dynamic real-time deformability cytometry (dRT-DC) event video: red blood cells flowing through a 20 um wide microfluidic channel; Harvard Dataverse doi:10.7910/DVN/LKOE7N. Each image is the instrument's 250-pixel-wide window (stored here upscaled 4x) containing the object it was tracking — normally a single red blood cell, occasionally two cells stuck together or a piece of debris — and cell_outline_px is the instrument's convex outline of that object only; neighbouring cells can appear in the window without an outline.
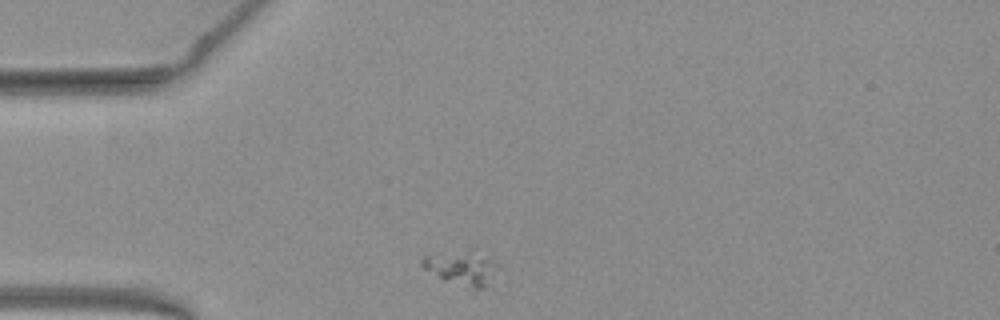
{"species": "common noctule bat (a hibernating species)", "species_latin": "Nyctalus noctula", "temperature_condition": "warm", "stored_images_in_passage": 40, "camera_frame_rate_fps": 3000, "um_per_image_px": 0.085, "animal": {"sex": "female", "body_mass_g": 19.3, "forearm_length_mm": 54.1}, "frame": {"image": 1, "passage_image": 1, "time_ms": 0.0, "image_size_px": [1000, 320], "cell_outline_px": [[500, 268], [484, 288], [476, 292], [444, 280], [424, 268], [420, 264], [420, 260], [424, 256], [476, 244], [500, 264]], "centroid_in_image_um": [39.36, 22.68], "position_along_channel_um": 45.6, "area_um2": 16.88}}
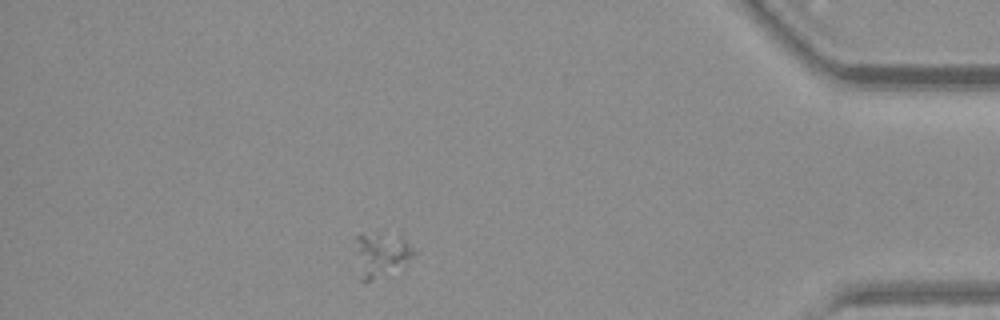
{"frame": {"image": 2, "passage_image": 34, "time_ms": 11.0, "image_size_px": [1000, 320], "cell_outline_px": [[420, 252], [368, 280], [360, 280], [356, 252], [356, 236], [360, 232], [400, 232]], "centroid_in_image_um": [32.42, 21.44], "position_along_channel_um": 402.8, "area_um2": 15.03}}